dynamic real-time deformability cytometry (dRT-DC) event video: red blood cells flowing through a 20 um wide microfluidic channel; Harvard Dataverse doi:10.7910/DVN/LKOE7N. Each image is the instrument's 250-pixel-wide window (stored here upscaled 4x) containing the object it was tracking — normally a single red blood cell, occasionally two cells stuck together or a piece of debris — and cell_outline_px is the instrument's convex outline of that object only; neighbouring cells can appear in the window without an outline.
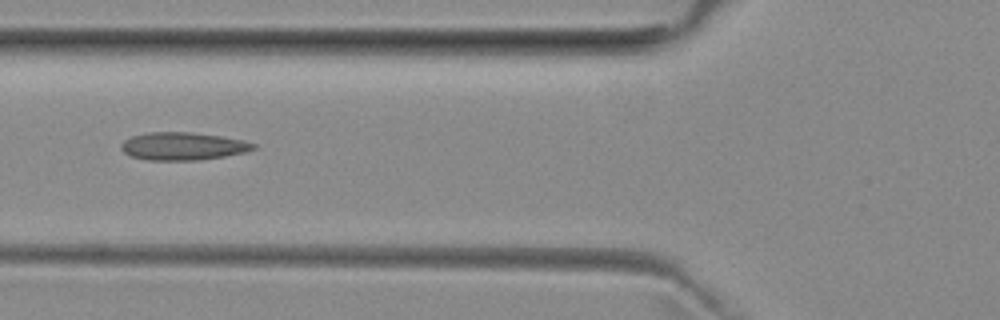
{"species": "common noctule bat (a hibernating species)", "species_latin": "Nyctalus noctula", "temperature_condition": "room temperature", "stored_images_in_passage": 19, "camera_frame_rate_fps": 3000, "um_per_image_px": 0.085, "animal": {"sex": "female", "body_mass_g": 29.2, "forearm_length_mm": 56.3}, "frame": {"image": 1, "passage_image": 19, "time_ms": 6.0, "image_size_px": [1000, 320], "cell_outline_px": [[256, 148], [244, 152], [224, 156], [200, 160], [148, 160], [132, 156], [124, 152], [120, 148], [120, 144], [124, 140], [132, 136], [148, 132], [192, 132], [220, 136], [244, 140], [256, 144]], "centroid_in_image_um": [15.54, 12.42], "position_along_channel_um": 110.3, "area_um2": 21.39}}